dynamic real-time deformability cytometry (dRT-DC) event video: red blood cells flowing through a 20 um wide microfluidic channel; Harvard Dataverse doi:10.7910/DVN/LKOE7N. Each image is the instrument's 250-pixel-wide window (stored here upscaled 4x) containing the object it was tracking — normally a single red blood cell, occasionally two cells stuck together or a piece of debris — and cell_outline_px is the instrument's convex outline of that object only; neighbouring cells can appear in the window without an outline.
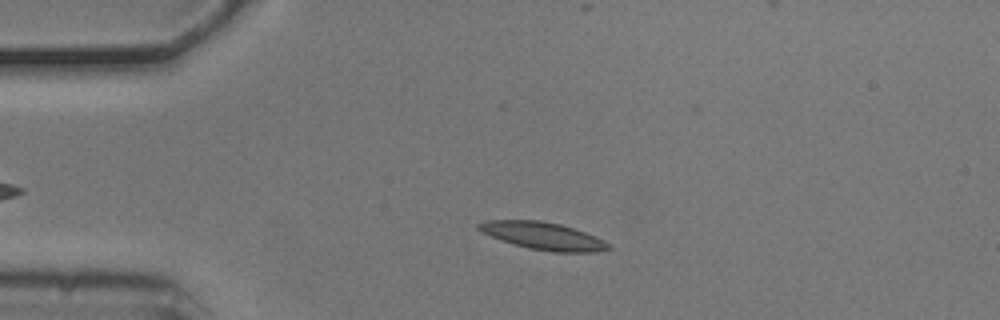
{"species": "common noctule bat (a hibernating species)", "species_latin": "Nyctalus noctula", "temperature_condition": "cold", "stored_images_in_passage": 53, "camera_frame_rate_fps": 3000, "um_per_image_px": 0.085, "animal": {"sex": "male", "body_mass_g": 20.5, "forearm_length_mm": 52.5}, "frame": {"image": 1, "passage_image": 10, "time_ms": 3.0, "image_size_px": [1000, 320], "cell_outline_px": [[612, 248], [596, 252], [552, 252], [528, 248], [480, 232], [476, 228], [476, 224], [488, 220], [540, 220], [560, 224], [584, 232], [604, 240]], "centroid_in_image_um": [46.15, 20.05], "position_along_channel_um": 38.8, "area_um2": 20.52}}
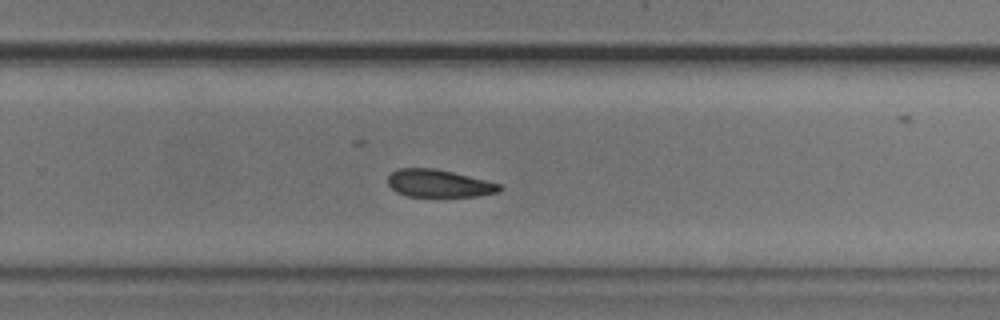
{"frame": {"image": 2, "passage_image": 33, "time_ms": 10.667, "image_size_px": [1000, 320], "cell_outline_px": [[504, 188], [500, 192], [476, 196], [408, 196], [396, 192], [388, 184], [388, 176], [396, 168], [432, 168], [452, 172], [500, 184]], "centroid_in_image_um": [37.29, 15.59], "position_along_channel_um": 292.5, "area_um2": 17.8}}
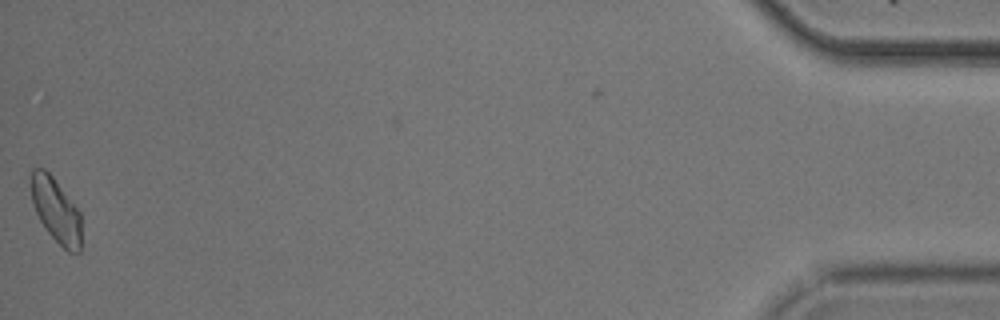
{"frame": {"image": 3, "passage_image": 52, "time_ms": 17.0, "image_size_px": [1000, 320], "cell_outline_px": [[80, 252], [68, 252], [48, 232], [40, 220], [36, 212], [32, 200], [28, 176], [32, 168], [44, 168], [52, 176], [80, 212]], "centroid_in_image_um": [4.71, 17.82], "position_along_channel_um": 430.5, "area_um2": 18.79}, "authors_computed_cell_mechanics": {"area_um2": 19.4208, "velocity_mm_per_s": 3.6955, "shape_relaxation_time_tau1_ms": 5.2614, "shape_relaxation_time_tau2_ms": null, "deformation_change_tau1": 0.0757, "deformation_change_tau2": null}}